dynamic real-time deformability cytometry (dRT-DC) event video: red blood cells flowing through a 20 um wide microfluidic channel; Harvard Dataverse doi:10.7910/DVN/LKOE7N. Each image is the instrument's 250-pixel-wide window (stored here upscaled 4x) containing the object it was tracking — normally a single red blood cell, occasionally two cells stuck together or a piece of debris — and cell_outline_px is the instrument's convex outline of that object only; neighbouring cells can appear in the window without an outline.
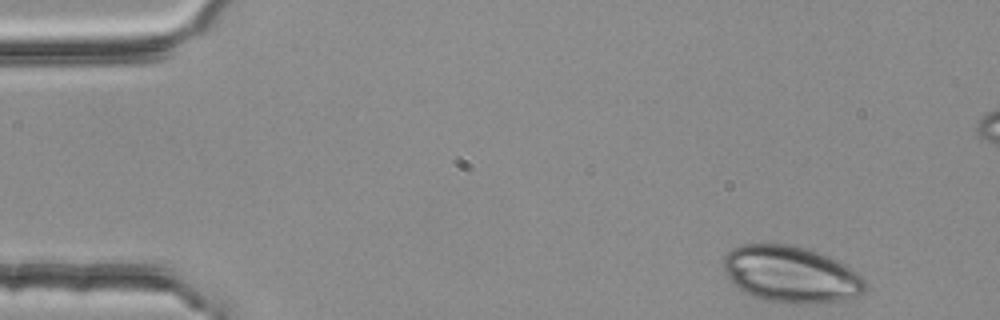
{"species": "common noctule bat (a hibernating species)", "species_latin": "Nyctalus noctula", "temperature_condition": "room temperature", "stored_images_in_passage": 45, "camera_frame_rate_fps": 3000, "um_per_image_px": 0.085, "animal": {"sex": "female", "body_mass_g": 25.1}, "frame": {"image": 1, "passage_image": 1, "time_ms": 0.0, "image_size_px": [1000, 320], "cell_outline_px": [[868, 288], [860, 296], [844, 300], [812, 304], [792, 304], [764, 300], [752, 296], [736, 288], [724, 272], [724, 256], [732, 248], [744, 244], [792, 244], [828, 256], [844, 264], [856, 272], [868, 284]], "centroid_in_image_um": [67.23, 23.34], "position_along_channel_um": 17.8, "area_um2": 47.11}}
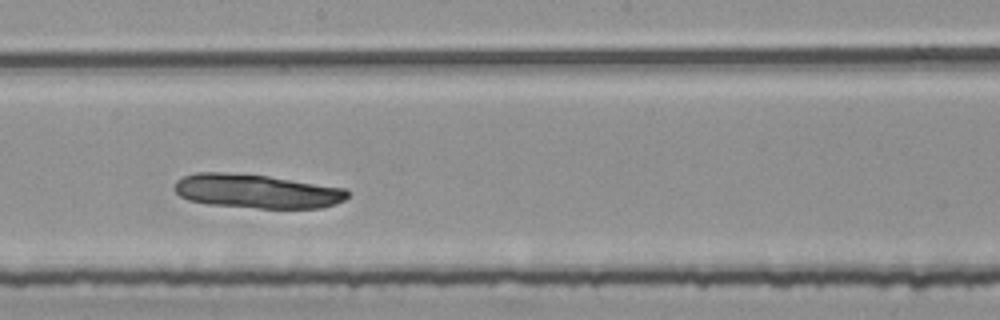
{"frame": {"image": 2, "passage_image": 26, "time_ms": 8.333, "image_size_px": [1000, 320], "cell_outline_px": [[348, 196], [344, 200], [336, 204], [320, 208], [260, 208], [208, 204], [188, 200], [180, 196], [176, 192], [176, 180], [184, 176], [196, 172], [224, 172], [268, 176], [344, 188], [348, 192]], "centroid_in_image_um": [21.81, 16.25], "position_along_channel_um": 226.4, "area_um2": 34.1}}
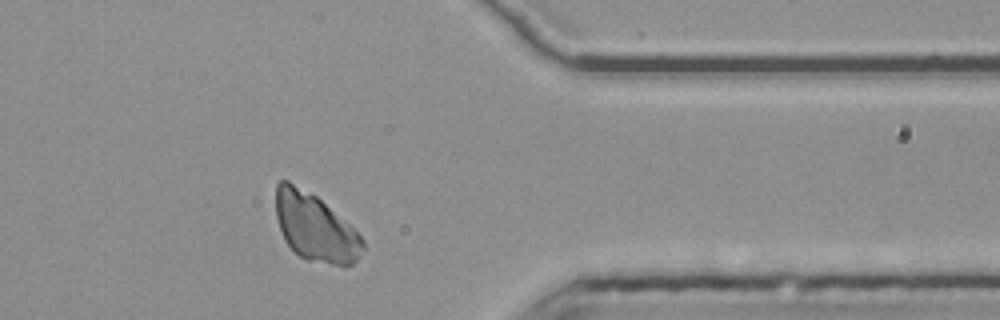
{"frame": {"image": 3, "passage_image": 40, "time_ms": 13.0, "image_size_px": [1000, 320], "cell_outline_px": [[364, 248], [360, 256], [352, 264], [344, 268], [304, 260], [284, 240], [276, 216], [276, 184], [280, 180], [288, 180], [316, 196], [348, 224], [364, 240]], "centroid_in_image_um": [26.79, 19.38], "position_along_channel_um": 384.6, "area_um2": 34.22}}